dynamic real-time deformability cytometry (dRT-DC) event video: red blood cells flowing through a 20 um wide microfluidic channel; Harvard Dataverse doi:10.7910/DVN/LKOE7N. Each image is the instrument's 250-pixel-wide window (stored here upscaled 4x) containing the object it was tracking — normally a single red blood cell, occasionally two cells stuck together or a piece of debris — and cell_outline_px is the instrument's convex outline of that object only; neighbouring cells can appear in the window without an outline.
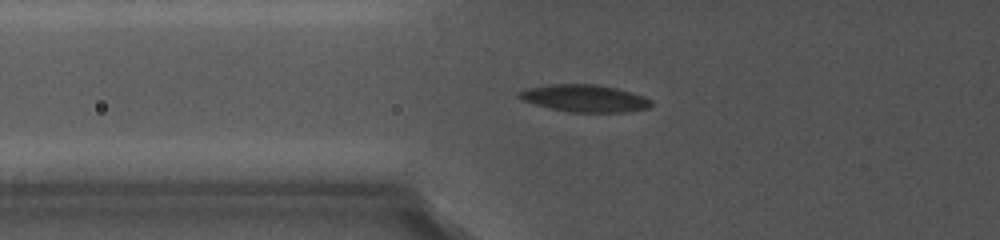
{"species": "common noctule bat (a hibernating species)", "species_latin": "Nyctalus noctula", "temperature_condition": "cold", "stored_images_in_passage": 13, "camera_frame_rate_fps": 5000, "um_per_image_px": 0.085, "animal": {"sex": "female", "body_mass_g": 19.0, "forearm_length_mm": 56.7}, "frame": {"image": 1, "passage_image": 11, "time_ms": 8.4, "image_size_px": [1000, 240], "cell_outline_px": [[652, 104], [648, 108], [620, 112], [576, 112], [552, 108], [536, 104], [524, 100], [520, 96], [520, 92], [532, 88], [552, 84], [596, 84], [616, 88], [652, 100]], "centroid_in_image_um": [49.75, 8.35], "position_along_channel_um": 76.1, "area_um2": 20.11}}